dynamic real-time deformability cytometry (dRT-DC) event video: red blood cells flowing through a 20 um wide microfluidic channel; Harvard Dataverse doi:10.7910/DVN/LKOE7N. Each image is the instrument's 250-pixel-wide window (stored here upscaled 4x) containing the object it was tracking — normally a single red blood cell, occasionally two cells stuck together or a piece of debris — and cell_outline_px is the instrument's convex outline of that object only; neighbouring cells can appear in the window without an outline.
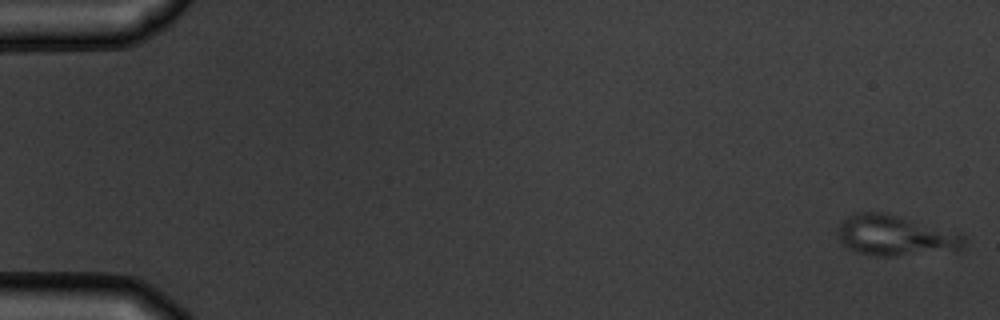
{"species": "common noctule bat (a hibernating species)", "species_latin": "Nyctalus noctula", "temperature_condition": "warm", "stored_images_in_passage": 7, "camera_frame_rate_fps": 3000, "um_per_image_px": 0.085, "animal": {"sex": "male", "body_mass_g": 19.5, "forearm_length_mm": 54.6}, "frame": {"image": 1, "passage_image": 1, "time_ms": 0.0, "image_size_px": [1000, 320], "cell_outline_px": [[964, 244], [956, 252], [892, 256], [872, 256], [856, 252], [848, 248], [840, 240], [836, 228], [840, 220], [856, 212], [876, 212], [896, 216], [960, 232], [964, 236]], "centroid_in_image_um": [76.1, 20.04], "position_along_channel_um": 8.9, "area_um2": 30.11}}
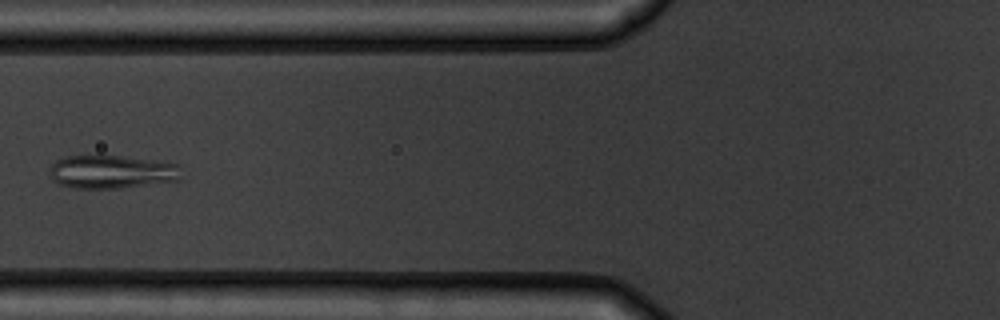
{"frame": {"image": 2, "passage_image": 6, "time_ms": 6.667, "image_size_px": [1000, 320], "cell_outline_px": [[180, 180], [120, 188], [76, 188], [60, 184], [52, 180], [52, 164], [56, 160], [68, 156], [120, 156], [176, 164]], "centroid_in_image_um": [9.45, 14.62], "position_along_channel_um": 116.3, "area_um2": 24.85}}